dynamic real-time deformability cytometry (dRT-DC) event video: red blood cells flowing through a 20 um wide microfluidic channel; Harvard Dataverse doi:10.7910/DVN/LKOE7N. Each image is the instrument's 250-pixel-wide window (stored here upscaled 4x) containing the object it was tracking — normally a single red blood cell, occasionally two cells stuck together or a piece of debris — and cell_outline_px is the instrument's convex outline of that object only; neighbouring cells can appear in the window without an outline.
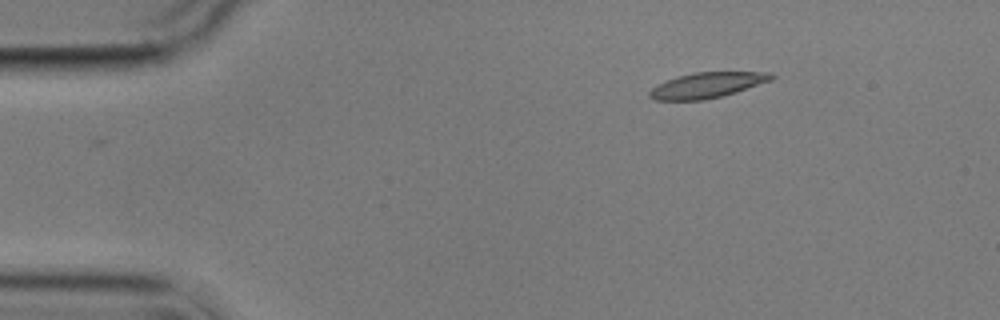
{"species": "common noctule bat (a hibernating species)", "species_latin": "Nyctalus noctula", "temperature_condition": "cold", "stored_images_in_passage": 3, "camera_frame_rate_fps": 3000, "um_per_image_px": 0.085, "animal": {"sex": "male", "body_mass_g": 17.9}, "frame": {"image": 1, "passage_image": 3, "time_ms": 3.333, "image_size_px": [1000, 320], "cell_outline_px": [[776, 76], [772, 80], [736, 92], [704, 100], [656, 100], [648, 96], [648, 92], [656, 84], [676, 76], [692, 72], [772, 72]], "centroid_in_image_um": [60.09, 7.23], "position_along_channel_um": 24.9, "area_um2": 18.21}}